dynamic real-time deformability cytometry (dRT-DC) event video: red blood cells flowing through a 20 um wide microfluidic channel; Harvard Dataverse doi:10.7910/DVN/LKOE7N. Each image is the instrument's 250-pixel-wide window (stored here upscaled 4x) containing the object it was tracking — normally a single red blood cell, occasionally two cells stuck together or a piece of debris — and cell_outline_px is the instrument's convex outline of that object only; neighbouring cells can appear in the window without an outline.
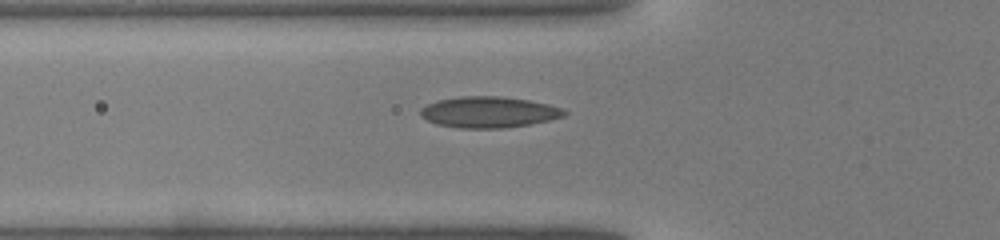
{"species": "common noctule bat (a hibernating species)", "species_latin": "Nyctalus noctula", "temperature_condition": "warm", "stored_images_in_passage": 29, "camera_frame_rate_fps": 3000, "um_per_image_px": 0.085, "animal": {"sex": "male", "body_mass_g": 19.0, "forearm_length_mm": 50.8}, "frame": {"image": 1, "passage_image": 2, "time_ms": 0.333, "image_size_px": [1000, 240], "cell_outline_px": [[568, 112], [564, 116], [548, 120], [528, 124], [504, 128], [460, 128], [436, 124], [420, 116], [420, 108], [428, 104], [440, 100], [460, 96], [500, 96], [528, 100], [548, 104], [564, 108]], "centroid_in_image_um": [41.55, 9.53], "position_along_channel_um": 84.3, "area_um2": 25.95}}
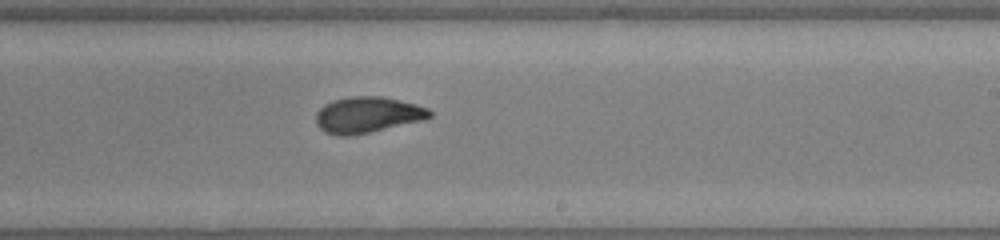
{"frame": {"image": 2, "passage_image": 13, "time_ms": 4.0, "image_size_px": [1000, 240], "cell_outline_px": [[432, 116], [424, 120], [368, 132], [348, 136], [336, 136], [324, 132], [316, 124], [316, 112], [324, 104], [332, 100], [348, 96], [384, 96], [416, 104], [428, 108], [432, 112]], "centroid_in_image_um": [31.22, 9.75], "position_along_channel_um": 257.8, "area_um2": 24.04}}
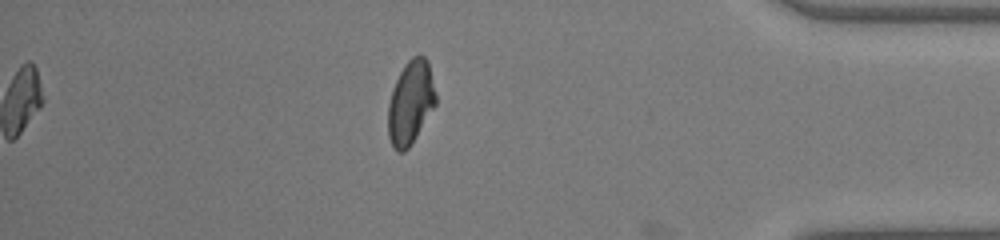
{"frame": {"image": 3, "passage_image": 24, "time_ms": 7.667, "image_size_px": [1000, 240], "cell_outline_px": [[436, 104], [408, 148], [404, 152], [396, 152], [388, 136], [388, 104], [396, 80], [404, 64], [412, 56], [424, 56], [428, 60], [436, 96]], "centroid_in_image_um": [34.89, 8.71], "position_along_channel_um": 400.3, "area_um2": 22.95}}